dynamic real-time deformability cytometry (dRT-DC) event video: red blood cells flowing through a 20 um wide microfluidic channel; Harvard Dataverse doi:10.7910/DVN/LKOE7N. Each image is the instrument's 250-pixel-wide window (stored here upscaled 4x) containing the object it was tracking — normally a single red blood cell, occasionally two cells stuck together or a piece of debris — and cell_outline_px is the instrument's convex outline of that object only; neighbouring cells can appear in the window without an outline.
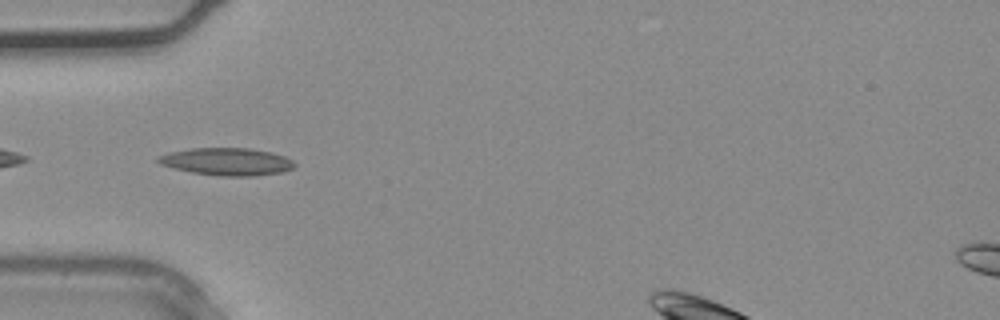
{"species": "common noctule bat (a hibernating species)", "species_latin": "Nyctalus noctula", "temperature_condition": "warm", "stored_images_in_passage": 7, "camera_frame_rate_fps": 3000, "um_per_image_px": 0.085, "animal": {"sex": "male", "body_mass_g": 20.4}, "frame": {"image": 1, "passage_image": 4, "time_ms": 1.0, "image_size_px": [1000, 320], "cell_outline_px": [[296, 164], [292, 168], [280, 172], [256, 176], [220, 176], [192, 172], [172, 168], [160, 164], [156, 160], [156, 156], [168, 152], [192, 148], [248, 148], [272, 152], [284, 156], [292, 160]], "centroid_in_image_um": [19.24, 13.73], "position_along_channel_um": 65.8, "area_um2": 21.91}}